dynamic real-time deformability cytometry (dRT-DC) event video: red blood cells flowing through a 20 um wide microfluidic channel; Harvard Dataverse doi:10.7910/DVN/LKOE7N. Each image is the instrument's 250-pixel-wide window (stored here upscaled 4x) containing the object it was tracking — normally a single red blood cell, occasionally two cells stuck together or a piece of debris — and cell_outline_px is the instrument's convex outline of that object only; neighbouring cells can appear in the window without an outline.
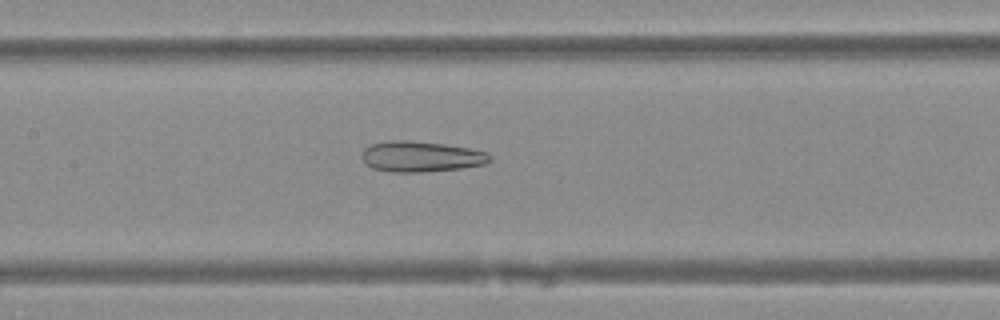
{"species": "Egyptian fruit bat (a non-hibernating species)", "species_latin": "Rousettus aegyptiacus", "temperature_condition": "warm", "stored_images_in_passage": 41, "camera_frame_rate_fps": 3000, "um_per_image_px": 0.085, "animal": {"sex": "female"}, "frame": {"image": 1, "passage_image": 16, "time_ms": 5.0, "image_size_px": [1000, 320], "cell_outline_px": [[488, 160], [484, 164], [460, 168], [420, 172], [388, 172], [372, 168], [360, 156], [364, 148], [372, 144], [392, 140], [408, 140], [444, 144], [468, 148], [484, 152], [488, 156]], "centroid_in_image_um": [35.7, 13.31], "position_along_channel_um": 171.7, "area_um2": 22.48}}
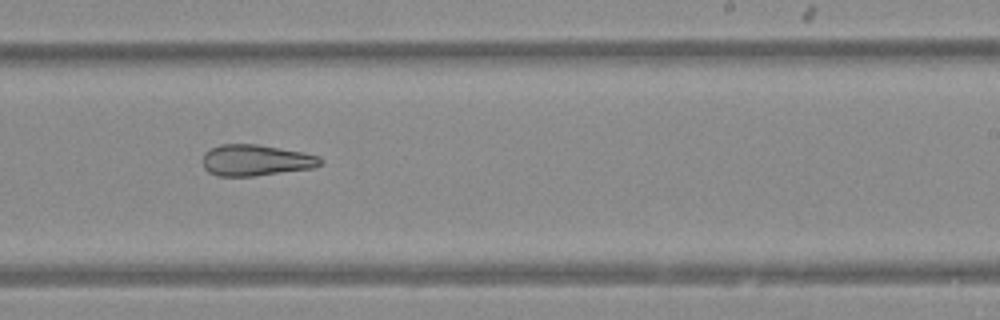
{"frame": {"image": 2, "passage_image": 23, "time_ms": 7.333, "image_size_px": [1000, 320], "cell_outline_px": [[324, 160], [320, 164], [312, 168], [252, 176], [220, 176], [208, 172], [204, 168], [204, 152], [220, 144], [256, 144], [304, 152], [320, 156]], "centroid_in_image_um": [21.76, 13.61], "position_along_channel_um": 267.2, "area_um2": 21.27}}
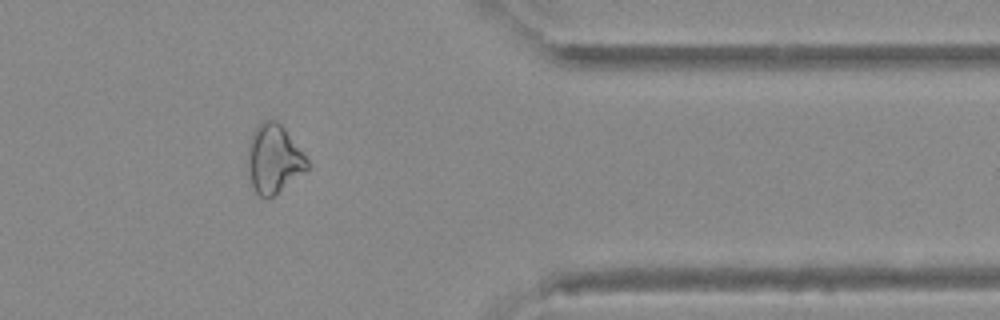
{"frame": {"image": 3, "passage_image": 33, "time_ms": 10.667, "image_size_px": [1000, 320], "cell_outline_px": [[308, 168], [272, 196], [260, 196], [256, 192], [252, 184], [248, 168], [248, 156], [252, 132], [264, 120], [276, 120], [284, 128], [308, 160]], "centroid_in_image_um": [23.26, 13.48], "position_along_channel_um": 388.1, "area_um2": 22.83}}